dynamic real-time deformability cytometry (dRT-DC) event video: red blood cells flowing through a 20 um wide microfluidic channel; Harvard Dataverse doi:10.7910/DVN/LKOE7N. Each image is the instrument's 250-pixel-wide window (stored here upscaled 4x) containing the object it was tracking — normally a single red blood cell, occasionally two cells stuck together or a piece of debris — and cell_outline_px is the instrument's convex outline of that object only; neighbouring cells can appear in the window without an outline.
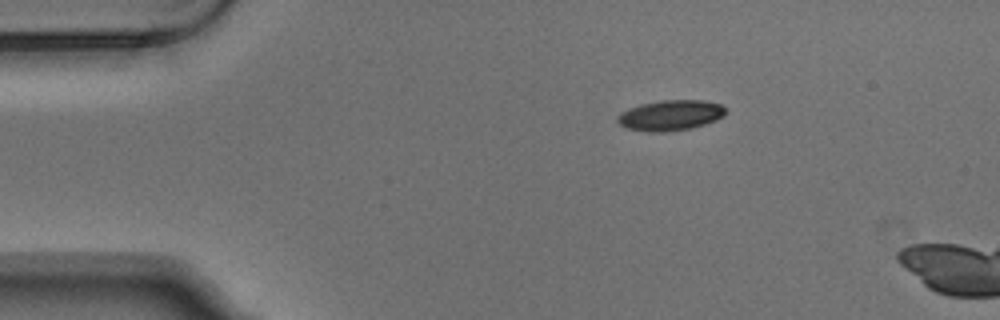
{"species": "Egyptian fruit bat (a non-hibernating species)", "species_latin": "Rousettus aegyptiacus", "temperature_condition": "warm", "stored_images_in_passage": 3, "camera_frame_rate_fps": 3000, "um_per_image_px": 0.085, "animal": {"sex": "male"}, "frame": {"image": 1, "passage_image": 1, "time_ms": 0.0, "image_size_px": [1000, 320], "cell_outline_px": [[728, 112], [724, 116], [716, 120], [692, 128], [664, 132], [648, 132], [628, 128], [620, 124], [616, 120], [616, 116], [620, 112], [628, 108], [640, 104], [660, 100], [704, 100], [720, 104]], "centroid_in_image_um": [56.98, 9.79], "position_along_channel_um": 28.0, "area_um2": 19.36}}